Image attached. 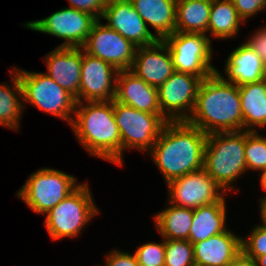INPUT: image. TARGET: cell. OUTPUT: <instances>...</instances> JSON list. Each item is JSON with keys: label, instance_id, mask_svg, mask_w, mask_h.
<instances>
[{"label": "cell", "instance_id": "14", "mask_svg": "<svg viewBox=\"0 0 266 266\" xmlns=\"http://www.w3.org/2000/svg\"><path fill=\"white\" fill-rule=\"evenodd\" d=\"M118 72L108 62L91 56L83 50L77 102L114 100Z\"/></svg>", "mask_w": 266, "mask_h": 266}, {"label": "cell", "instance_id": "36", "mask_svg": "<svg viewBox=\"0 0 266 266\" xmlns=\"http://www.w3.org/2000/svg\"><path fill=\"white\" fill-rule=\"evenodd\" d=\"M227 266H257L254 258L248 257L242 251Z\"/></svg>", "mask_w": 266, "mask_h": 266}, {"label": "cell", "instance_id": "13", "mask_svg": "<svg viewBox=\"0 0 266 266\" xmlns=\"http://www.w3.org/2000/svg\"><path fill=\"white\" fill-rule=\"evenodd\" d=\"M166 185L169 203L179 207L196 209L219 202L225 196L224 190L204 169L178 177Z\"/></svg>", "mask_w": 266, "mask_h": 266}, {"label": "cell", "instance_id": "12", "mask_svg": "<svg viewBox=\"0 0 266 266\" xmlns=\"http://www.w3.org/2000/svg\"><path fill=\"white\" fill-rule=\"evenodd\" d=\"M82 49L91 56L108 62L118 71H124L131 69L137 47L98 19Z\"/></svg>", "mask_w": 266, "mask_h": 266}, {"label": "cell", "instance_id": "28", "mask_svg": "<svg viewBox=\"0 0 266 266\" xmlns=\"http://www.w3.org/2000/svg\"><path fill=\"white\" fill-rule=\"evenodd\" d=\"M245 160L247 171L266 169V138L257 131H245Z\"/></svg>", "mask_w": 266, "mask_h": 266}, {"label": "cell", "instance_id": "4", "mask_svg": "<svg viewBox=\"0 0 266 266\" xmlns=\"http://www.w3.org/2000/svg\"><path fill=\"white\" fill-rule=\"evenodd\" d=\"M203 169L227 194L233 181L247 171L245 130L207 134Z\"/></svg>", "mask_w": 266, "mask_h": 266}, {"label": "cell", "instance_id": "39", "mask_svg": "<svg viewBox=\"0 0 266 266\" xmlns=\"http://www.w3.org/2000/svg\"><path fill=\"white\" fill-rule=\"evenodd\" d=\"M257 266H266V254L256 259Z\"/></svg>", "mask_w": 266, "mask_h": 266}, {"label": "cell", "instance_id": "37", "mask_svg": "<svg viewBox=\"0 0 266 266\" xmlns=\"http://www.w3.org/2000/svg\"><path fill=\"white\" fill-rule=\"evenodd\" d=\"M260 172H261V175H260V184H261V187L263 188V190L266 191V169H264V170H262ZM259 202H260V204L266 202V195L263 196V197H261V199H260Z\"/></svg>", "mask_w": 266, "mask_h": 266}, {"label": "cell", "instance_id": "16", "mask_svg": "<svg viewBox=\"0 0 266 266\" xmlns=\"http://www.w3.org/2000/svg\"><path fill=\"white\" fill-rule=\"evenodd\" d=\"M130 71L158 89L175 72L167 44L158 40L152 45L137 47Z\"/></svg>", "mask_w": 266, "mask_h": 266}, {"label": "cell", "instance_id": "31", "mask_svg": "<svg viewBox=\"0 0 266 266\" xmlns=\"http://www.w3.org/2000/svg\"><path fill=\"white\" fill-rule=\"evenodd\" d=\"M258 225L252 229L250 236L241 239L242 252L255 260L266 254V227Z\"/></svg>", "mask_w": 266, "mask_h": 266}, {"label": "cell", "instance_id": "33", "mask_svg": "<svg viewBox=\"0 0 266 266\" xmlns=\"http://www.w3.org/2000/svg\"><path fill=\"white\" fill-rule=\"evenodd\" d=\"M71 8L92 14L97 19L103 15L108 0H68Z\"/></svg>", "mask_w": 266, "mask_h": 266}, {"label": "cell", "instance_id": "32", "mask_svg": "<svg viewBox=\"0 0 266 266\" xmlns=\"http://www.w3.org/2000/svg\"><path fill=\"white\" fill-rule=\"evenodd\" d=\"M239 17L244 23L255 14L266 9V0H232Z\"/></svg>", "mask_w": 266, "mask_h": 266}, {"label": "cell", "instance_id": "15", "mask_svg": "<svg viewBox=\"0 0 266 266\" xmlns=\"http://www.w3.org/2000/svg\"><path fill=\"white\" fill-rule=\"evenodd\" d=\"M100 19L107 20V26L116 30L136 47L152 45L158 41L133 8L130 0H108Z\"/></svg>", "mask_w": 266, "mask_h": 266}, {"label": "cell", "instance_id": "2", "mask_svg": "<svg viewBox=\"0 0 266 266\" xmlns=\"http://www.w3.org/2000/svg\"><path fill=\"white\" fill-rule=\"evenodd\" d=\"M206 134L243 130L239 86L225 80L219 71L204 78L194 110L187 121Z\"/></svg>", "mask_w": 266, "mask_h": 266}, {"label": "cell", "instance_id": "17", "mask_svg": "<svg viewBox=\"0 0 266 266\" xmlns=\"http://www.w3.org/2000/svg\"><path fill=\"white\" fill-rule=\"evenodd\" d=\"M48 72H44L76 100L80 89L82 47H57L45 56Z\"/></svg>", "mask_w": 266, "mask_h": 266}, {"label": "cell", "instance_id": "40", "mask_svg": "<svg viewBox=\"0 0 266 266\" xmlns=\"http://www.w3.org/2000/svg\"><path fill=\"white\" fill-rule=\"evenodd\" d=\"M176 4H178V3H181V2H183V1H187V0H173Z\"/></svg>", "mask_w": 266, "mask_h": 266}, {"label": "cell", "instance_id": "24", "mask_svg": "<svg viewBox=\"0 0 266 266\" xmlns=\"http://www.w3.org/2000/svg\"><path fill=\"white\" fill-rule=\"evenodd\" d=\"M168 207L154 216L156 229L165 240H189L194 209L168 202Z\"/></svg>", "mask_w": 266, "mask_h": 266}, {"label": "cell", "instance_id": "5", "mask_svg": "<svg viewBox=\"0 0 266 266\" xmlns=\"http://www.w3.org/2000/svg\"><path fill=\"white\" fill-rule=\"evenodd\" d=\"M88 183L80 184L46 213L45 226L52 239L75 238L99 214Z\"/></svg>", "mask_w": 266, "mask_h": 266}, {"label": "cell", "instance_id": "38", "mask_svg": "<svg viewBox=\"0 0 266 266\" xmlns=\"http://www.w3.org/2000/svg\"><path fill=\"white\" fill-rule=\"evenodd\" d=\"M260 208V215H261V222L266 227V202L259 204Z\"/></svg>", "mask_w": 266, "mask_h": 266}, {"label": "cell", "instance_id": "1", "mask_svg": "<svg viewBox=\"0 0 266 266\" xmlns=\"http://www.w3.org/2000/svg\"><path fill=\"white\" fill-rule=\"evenodd\" d=\"M207 134L187 121L167 122L149 151L166 184L204 167Z\"/></svg>", "mask_w": 266, "mask_h": 266}, {"label": "cell", "instance_id": "19", "mask_svg": "<svg viewBox=\"0 0 266 266\" xmlns=\"http://www.w3.org/2000/svg\"><path fill=\"white\" fill-rule=\"evenodd\" d=\"M241 237L229 228L193 244L195 266H227L241 251Z\"/></svg>", "mask_w": 266, "mask_h": 266}, {"label": "cell", "instance_id": "35", "mask_svg": "<svg viewBox=\"0 0 266 266\" xmlns=\"http://www.w3.org/2000/svg\"><path fill=\"white\" fill-rule=\"evenodd\" d=\"M245 42L250 46L256 54L265 62L266 61V26L259 28L253 35Z\"/></svg>", "mask_w": 266, "mask_h": 266}, {"label": "cell", "instance_id": "41", "mask_svg": "<svg viewBox=\"0 0 266 266\" xmlns=\"http://www.w3.org/2000/svg\"><path fill=\"white\" fill-rule=\"evenodd\" d=\"M264 81L266 82V65H265Z\"/></svg>", "mask_w": 266, "mask_h": 266}, {"label": "cell", "instance_id": "9", "mask_svg": "<svg viewBox=\"0 0 266 266\" xmlns=\"http://www.w3.org/2000/svg\"><path fill=\"white\" fill-rule=\"evenodd\" d=\"M163 41L169 48L175 71L190 73L202 79L218 71L211 64L213 56L210 36L174 32Z\"/></svg>", "mask_w": 266, "mask_h": 266}, {"label": "cell", "instance_id": "25", "mask_svg": "<svg viewBox=\"0 0 266 266\" xmlns=\"http://www.w3.org/2000/svg\"><path fill=\"white\" fill-rule=\"evenodd\" d=\"M212 0H187L176 4L175 32L206 35Z\"/></svg>", "mask_w": 266, "mask_h": 266}, {"label": "cell", "instance_id": "11", "mask_svg": "<svg viewBox=\"0 0 266 266\" xmlns=\"http://www.w3.org/2000/svg\"><path fill=\"white\" fill-rule=\"evenodd\" d=\"M97 20L90 13L66 7L44 19L27 22L24 27L66 40L58 47H82Z\"/></svg>", "mask_w": 266, "mask_h": 266}, {"label": "cell", "instance_id": "27", "mask_svg": "<svg viewBox=\"0 0 266 266\" xmlns=\"http://www.w3.org/2000/svg\"><path fill=\"white\" fill-rule=\"evenodd\" d=\"M242 23L232 0H212L206 35L209 31L217 39L233 38Z\"/></svg>", "mask_w": 266, "mask_h": 266}, {"label": "cell", "instance_id": "21", "mask_svg": "<svg viewBox=\"0 0 266 266\" xmlns=\"http://www.w3.org/2000/svg\"><path fill=\"white\" fill-rule=\"evenodd\" d=\"M144 22L156 31V38L164 40L175 32L176 3L173 0H130Z\"/></svg>", "mask_w": 266, "mask_h": 266}, {"label": "cell", "instance_id": "26", "mask_svg": "<svg viewBox=\"0 0 266 266\" xmlns=\"http://www.w3.org/2000/svg\"><path fill=\"white\" fill-rule=\"evenodd\" d=\"M11 70L12 87L6 83L0 84V125L17 131L25 106L20 101L23 99V91L19 76L13 68Z\"/></svg>", "mask_w": 266, "mask_h": 266}, {"label": "cell", "instance_id": "7", "mask_svg": "<svg viewBox=\"0 0 266 266\" xmlns=\"http://www.w3.org/2000/svg\"><path fill=\"white\" fill-rule=\"evenodd\" d=\"M76 181L66 172L41 168L28 177L16 195L35 213L45 214L80 185Z\"/></svg>", "mask_w": 266, "mask_h": 266}, {"label": "cell", "instance_id": "20", "mask_svg": "<svg viewBox=\"0 0 266 266\" xmlns=\"http://www.w3.org/2000/svg\"><path fill=\"white\" fill-rule=\"evenodd\" d=\"M228 82L237 86L264 79L265 62L246 43H242L228 56L225 63Z\"/></svg>", "mask_w": 266, "mask_h": 266}, {"label": "cell", "instance_id": "8", "mask_svg": "<svg viewBox=\"0 0 266 266\" xmlns=\"http://www.w3.org/2000/svg\"><path fill=\"white\" fill-rule=\"evenodd\" d=\"M114 117L121 136V166L126 149L148 152L168 122L161 114L147 113L113 100Z\"/></svg>", "mask_w": 266, "mask_h": 266}, {"label": "cell", "instance_id": "6", "mask_svg": "<svg viewBox=\"0 0 266 266\" xmlns=\"http://www.w3.org/2000/svg\"><path fill=\"white\" fill-rule=\"evenodd\" d=\"M20 79L23 101L42 112L56 116L71 125L75 112V98L45 73L13 68Z\"/></svg>", "mask_w": 266, "mask_h": 266}, {"label": "cell", "instance_id": "23", "mask_svg": "<svg viewBox=\"0 0 266 266\" xmlns=\"http://www.w3.org/2000/svg\"><path fill=\"white\" fill-rule=\"evenodd\" d=\"M227 229L226 202L223 197L219 202L194 209L189 241L194 244L220 234Z\"/></svg>", "mask_w": 266, "mask_h": 266}, {"label": "cell", "instance_id": "18", "mask_svg": "<svg viewBox=\"0 0 266 266\" xmlns=\"http://www.w3.org/2000/svg\"><path fill=\"white\" fill-rule=\"evenodd\" d=\"M114 100L143 112L161 114L158 89L130 70L118 72Z\"/></svg>", "mask_w": 266, "mask_h": 266}, {"label": "cell", "instance_id": "22", "mask_svg": "<svg viewBox=\"0 0 266 266\" xmlns=\"http://www.w3.org/2000/svg\"><path fill=\"white\" fill-rule=\"evenodd\" d=\"M239 96L243 116V130L256 131L257 128L265 127L266 82L264 79L240 85Z\"/></svg>", "mask_w": 266, "mask_h": 266}, {"label": "cell", "instance_id": "30", "mask_svg": "<svg viewBox=\"0 0 266 266\" xmlns=\"http://www.w3.org/2000/svg\"><path fill=\"white\" fill-rule=\"evenodd\" d=\"M134 254L139 266H164L165 239L161 243H145Z\"/></svg>", "mask_w": 266, "mask_h": 266}, {"label": "cell", "instance_id": "10", "mask_svg": "<svg viewBox=\"0 0 266 266\" xmlns=\"http://www.w3.org/2000/svg\"><path fill=\"white\" fill-rule=\"evenodd\" d=\"M202 80L200 76L175 71L158 88L161 115L168 122L188 121Z\"/></svg>", "mask_w": 266, "mask_h": 266}, {"label": "cell", "instance_id": "34", "mask_svg": "<svg viewBox=\"0 0 266 266\" xmlns=\"http://www.w3.org/2000/svg\"><path fill=\"white\" fill-rule=\"evenodd\" d=\"M105 258L107 259L104 266H139L134 253L113 250Z\"/></svg>", "mask_w": 266, "mask_h": 266}, {"label": "cell", "instance_id": "29", "mask_svg": "<svg viewBox=\"0 0 266 266\" xmlns=\"http://www.w3.org/2000/svg\"><path fill=\"white\" fill-rule=\"evenodd\" d=\"M164 266H195L193 244L189 240H165Z\"/></svg>", "mask_w": 266, "mask_h": 266}, {"label": "cell", "instance_id": "3", "mask_svg": "<svg viewBox=\"0 0 266 266\" xmlns=\"http://www.w3.org/2000/svg\"><path fill=\"white\" fill-rule=\"evenodd\" d=\"M74 113L71 127L80 144L90 155L121 166V136L113 100L77 102Z\"/></svg>", "mask_w": 266, "mask_h": 266}]
</instances>
